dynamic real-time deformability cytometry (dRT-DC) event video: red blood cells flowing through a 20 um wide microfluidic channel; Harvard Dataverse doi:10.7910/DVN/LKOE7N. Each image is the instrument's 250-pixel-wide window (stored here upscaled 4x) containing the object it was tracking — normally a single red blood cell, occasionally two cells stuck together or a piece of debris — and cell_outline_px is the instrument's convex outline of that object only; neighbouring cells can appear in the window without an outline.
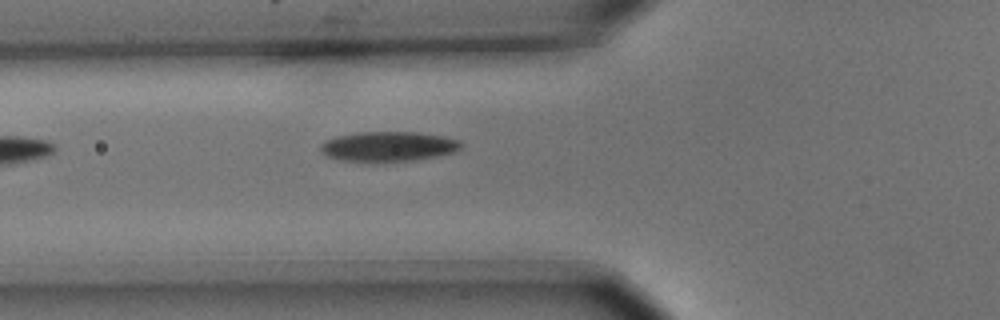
{"species": "common noctule bat (a hibernating species)", "species_latin": "Nyctalus noctula", "temperature_condition": "cold", "stored_images_in_passage": 6, "camera_frame_rate_fps": 3000, "um_per_image_px": 0.085, "animal": {"sex": "male", "body_mass_g": 15.6}, "frame": {"image": 1, "passage_image": 6, "time_ms": 1.667, "image_size_px": [1000, 320], "cell_outline_px": [[464, 144], [460, 148], [452, 152], [436, 156], [412, 160], [336, 160], [324, 156], [320, 152], [320, 144], [324, 140], [336, 136], [356, 132], [420, 132], [444, 136], [460, 140]], "centroid_in_image_um": [32.96, 12.42], "position_along_channel_um": 92.8, "area_um2": 24.33}}